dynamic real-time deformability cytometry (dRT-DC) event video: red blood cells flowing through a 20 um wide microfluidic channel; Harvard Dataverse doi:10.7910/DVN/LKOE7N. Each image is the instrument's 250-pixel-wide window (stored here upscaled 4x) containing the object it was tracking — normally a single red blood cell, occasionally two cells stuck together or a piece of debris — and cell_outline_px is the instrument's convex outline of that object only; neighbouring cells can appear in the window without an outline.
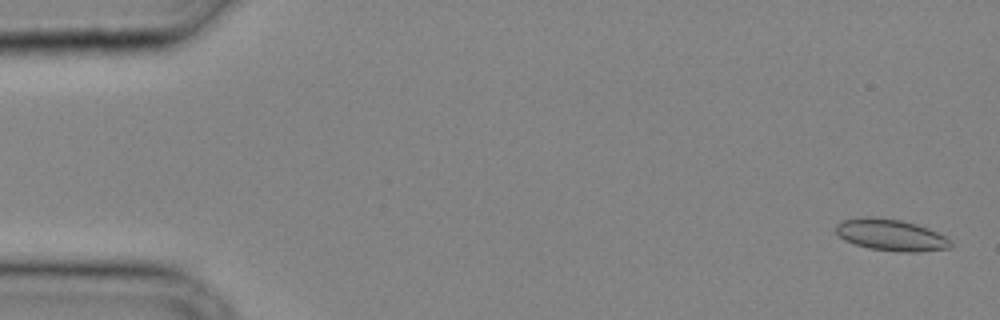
{"species": "common noctule bat (a hibernating species)", "species_latin": "Nyctalus noctula", "temperature_condition": "cold", "stored_images_in_passage": 32, "camera_frame_rate_fps": 3000, "um_per_image_px": 0.085, "animal": {"sex": "male", "body_mass_g": 20.4}, "frame": {"image": 1, "passage_image": 1, "time_ms": 0.0, "image_size_px": [1000, 320], "cell_outline_px": [[952, 248], [916, 252], [900, 252], [868, 248], [844, 240], [836, 232], [836, 224], [840, 220], [900, 220], [916, 224], [928, 228], [952, 240]], "centroid_in_image_um": [75.81, 20.03], "position_along_channel_um": 9.2, "area_um2": 20.29}}
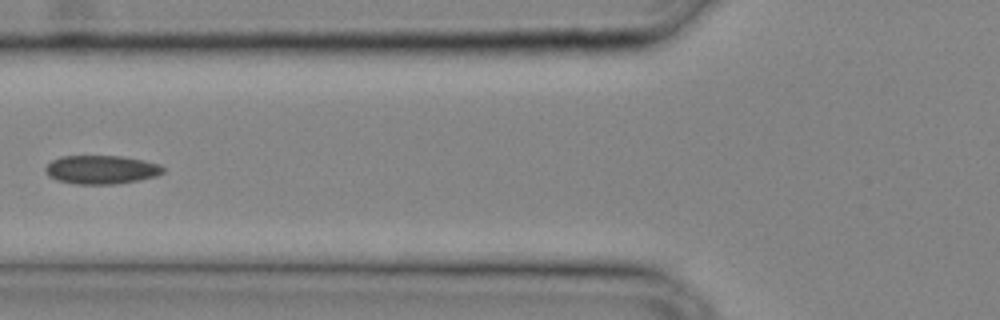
{"frame": {"image": 2, "passage_image": 13, "time_ms": 4.0, "image_size_px": [1000, 320], "cell_outline_px": [[164, 172], [156, 176], [116, 184], [76, 184], [56, 180], [48, 176], [44, 168], [52, 160], [60, 156], [124, 156], [144, 160], [160, 164], [164, 168]], "centroid_in_image_um": [8.6, 14.41], "position_along_channel_um": 117.2, "area_um2": 19.71}}
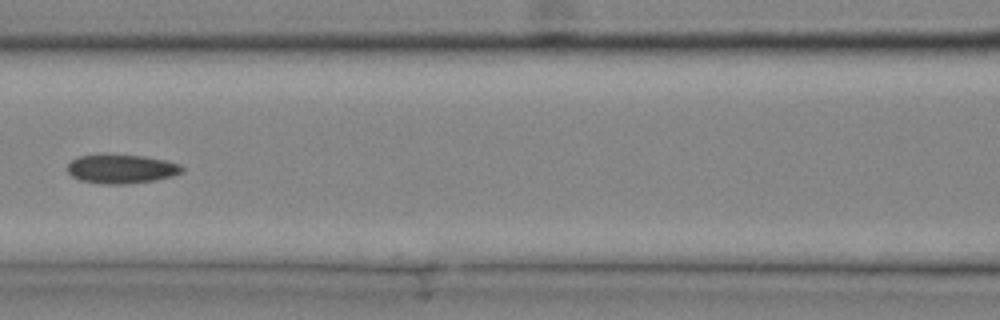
{"frame": {"image": 3, "passage_image": 15, "time_ms": 4.667, "image_size_px": [1000, 320], "cell_outline_px": [[184, 172], [172, 176], [156, 180], [124, 184], [104, 184], [80, 180], [72, 176], [68, 172], [68, 164], [72, 160], [80, 156], [144, 156], [168, 160], [180, 164], [184, 168]], "centroid_in_image_um": [10.39, 14.38], "position_along_channel_um": 156.2, "area_um2": 19.02}}